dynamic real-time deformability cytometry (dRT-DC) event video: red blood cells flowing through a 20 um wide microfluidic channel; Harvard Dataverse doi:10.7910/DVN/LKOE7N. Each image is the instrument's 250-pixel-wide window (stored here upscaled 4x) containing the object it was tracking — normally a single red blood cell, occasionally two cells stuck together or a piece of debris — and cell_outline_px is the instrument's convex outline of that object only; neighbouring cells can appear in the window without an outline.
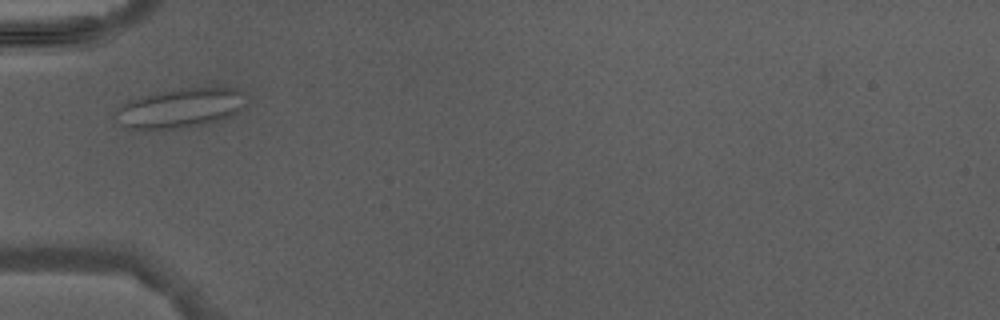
{"species": "Egyptian fruit bat (a non-hibernating species)", "species_latin": "Rousettus aegyptiacus", "temperature_condition": "warm", "stored_images_in_passage": 2, "camera_frame_rate_fps": 3000, "um_per_image_px": 0.085, "animal": {"sex": "male"}, "frame": {"image": 1, "passage_image": 2, "time_ms": 1.333, "image_size_px": [1000, 320], "cell_outline_px": [[244, 108], [232, 116], [204, 124], [176, 128], [128, 128], [120, 124], [116, 112], [128, 100], [160, 92], [180, 88], [236, 88], [244, 92]], "centroid_in_image_um": [15.39, 9.17], "position_along_channel_um": 69.6, "area_um2": 29.36}}